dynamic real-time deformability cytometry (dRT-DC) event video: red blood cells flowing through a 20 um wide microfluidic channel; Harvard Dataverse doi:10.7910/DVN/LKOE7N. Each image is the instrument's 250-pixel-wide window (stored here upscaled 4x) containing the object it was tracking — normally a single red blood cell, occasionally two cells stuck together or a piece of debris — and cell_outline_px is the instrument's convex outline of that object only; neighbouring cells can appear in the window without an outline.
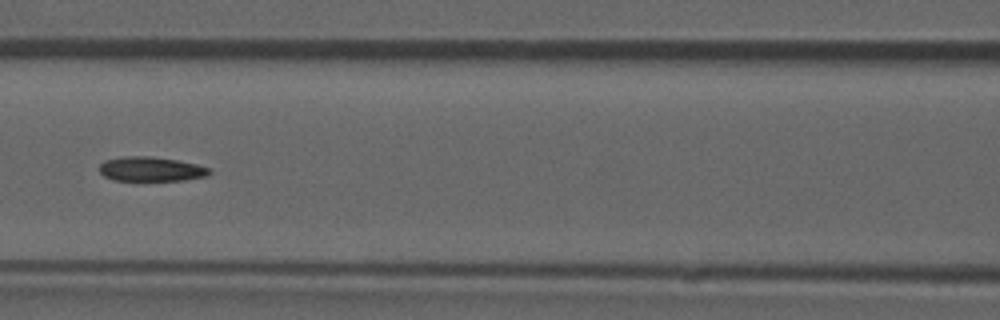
{"species": "common noctule bat (a hibernating species)", "species_latin": "Nyctalus noctula", "temperature_condition": "room temperature", "stored_images_in_passage": 10, "camera_frame_rate_fps": 3000, "um_per_image_px": 0.085, "animal": {"sex": "male", "forearm_length_mm": 52.5}, "frame": {"image": 1, "passage_image": 6, "time_ms": 1.667, "image_size_px": [1000, 320], "cell_outline_px": [[212, 172], [208, 176], [184, 180], [112, 180], [104, 176], [100, 172], [100, 164], [104, 160], [124, 156], [152, 156], [176, 160], [196, 164], [212, 168]], "centroid_in_image_um": [12.86, 14.37], "position_along_channel_um": 153.7, "area_um2": 15.78}}